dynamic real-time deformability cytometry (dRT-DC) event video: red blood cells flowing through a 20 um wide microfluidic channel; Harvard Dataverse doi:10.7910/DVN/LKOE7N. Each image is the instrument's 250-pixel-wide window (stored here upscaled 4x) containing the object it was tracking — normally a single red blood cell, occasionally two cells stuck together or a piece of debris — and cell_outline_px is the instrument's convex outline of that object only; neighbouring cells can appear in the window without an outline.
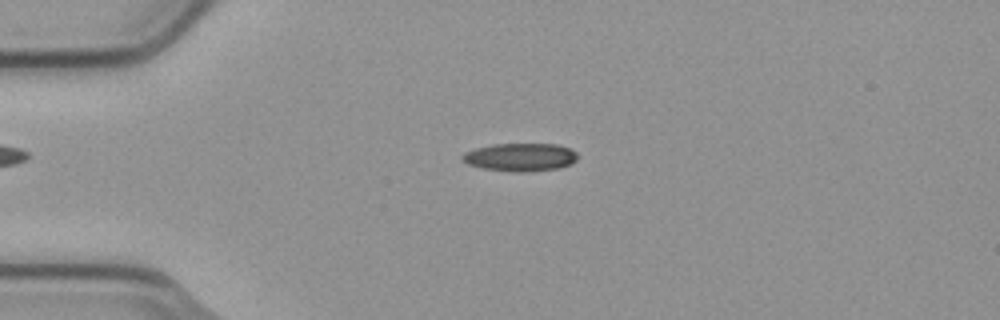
{"species": "common noctule bat (a hibernating species)", "species_latin": "Nyctalus noctula", "temperature_condition": "cold", "stored_images_in_passage": 4, "camera_frame_rate_fps": 3000, "um_per_image_px": 0.085, "animal": {"sex": "male", "body_mass_g": 23.1, "forearm_length_mm": 52.7}, "frame": {"image": 1, "passage_image": 3, "time_ms": 0.667, "image_size_px": [1000, 320], "cell_outline_px": [[576, 160], [572, 164], [560, 168], [524, 172], [516, 172], [480, 168], [468, 164], [460, 160], [460, 156], [464, 152], [476, 148], [492, 144], [556, 144], [568, 148], [576, 152]], "centroid_in_image_um": [44.18, 13.36], "position_along_channel_um": 40.8, "area_um2": 18.96}}